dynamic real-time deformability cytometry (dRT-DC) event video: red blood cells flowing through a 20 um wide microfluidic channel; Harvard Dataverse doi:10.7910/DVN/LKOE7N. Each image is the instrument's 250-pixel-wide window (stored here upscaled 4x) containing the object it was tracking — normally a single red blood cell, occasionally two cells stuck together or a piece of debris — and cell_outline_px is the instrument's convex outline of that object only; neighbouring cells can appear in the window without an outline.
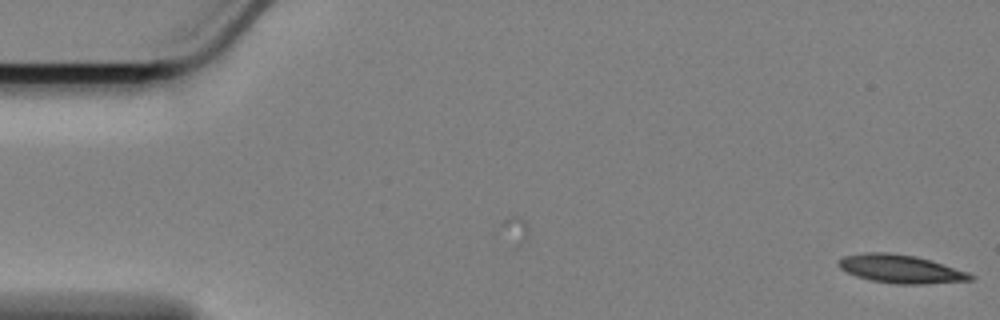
{"species": "Egyptian fruit bat (a non-hibernating species)", "species_latin": "Rousettus aegyptiacus", "temperature_condition": "cold", "stored_images_in_passage": 3, "camera_frame_rate_fps": 3000, "um_per_image_px": 0.085, "animal": {"sex": "female"}, "frame": {"image": 1, "passage_image": 3, "time_ms": 0.667, "image_size_px": [1000, 320], "cell_outline_px": [[976, 276], [972, 280], [924, 284], [896, 284], [872, 280], [856, 276], [840, 268], [836, 264], [844, 256], [864, 252], [888, 252], [916, 256], [968, 272]], "centroid_in_image_um": [76.55, 22.86], "position_along_channel_um": 8.4, "area_um2": 21.62}}